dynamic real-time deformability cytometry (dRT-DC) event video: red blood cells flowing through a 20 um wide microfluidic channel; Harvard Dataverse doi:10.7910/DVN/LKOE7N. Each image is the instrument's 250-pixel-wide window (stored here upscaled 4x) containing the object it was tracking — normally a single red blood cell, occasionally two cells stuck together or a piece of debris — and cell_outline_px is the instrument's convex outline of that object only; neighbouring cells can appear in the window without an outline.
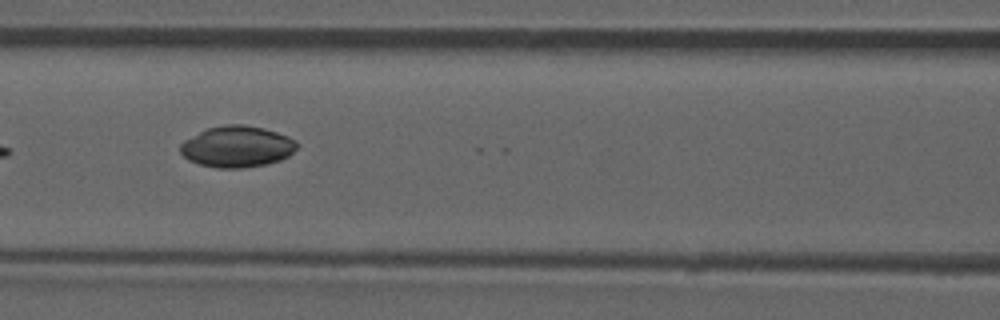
{"species": "common noctule bat (a hibernating species)", "species_latin": "Nyctalus noctula", "temperature_condition": "room temperature", "stored_images_in_passage": 7, "camera_frame_rate_fps": 3000, "um_per_image_px": 0.085, "animal": {"sex": "male", "forearm_length_mm": 52.5}, "frame": {"image": 1, "passage_image": 7, "time_ms": 7.0, "image_size_px": [1000, 320], "cell_outline_px": [[300, 144], [288, 156], [280, 160], [264, 164], [244, 168], [216, 168], [200, 164], [188, 160], [180, 152], [180, 144], [184, 140], [208, 128], [224, 124], [244, 124], [264, 128], [288, 136], [296, 140]], "centroid_in_image_um": [20.16, 12.46], "position_along_channel_um": 146.4, "area_um2": 28.09}}